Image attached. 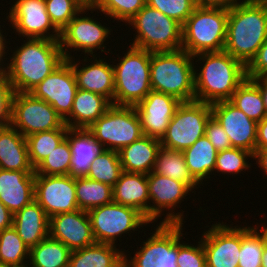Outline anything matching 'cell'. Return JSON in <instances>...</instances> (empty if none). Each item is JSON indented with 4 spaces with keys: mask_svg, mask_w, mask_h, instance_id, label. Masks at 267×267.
Listing matches in <instances>:
<instances>
[{
    "mask_svg": "<svg viewBox=\"0 0 267 267\" xmlns=\"http://www.w3.org/2000/svg\"><path fill=\"white\" fill-rule=\"evenodd\" d=\"M25 39L4 64L14 92H30L65 60L59 40Z\"/></svg>",
    "mask_w": 267,
    "mask_h": 267,
    "instance_id": "1",
    "label": "cell"
},
{
    "mask_svg": "<svg viewBox=\"0 0 267 267\" xmlns=\"http://www.w3.org/2000/svg\"><path fill=\"white\" fill-rule=\"evenodd\" d=\"M193 57L204 62L200 71L195 67V101H227L247 79L246 66L225 51L203 52Z\"/></svg>",
    "mask_w": 267,
    "mask_h": 267,
    "instance_id": "2",
    "label": "cell"
},
{
    "mask_svg": "<svg viewBox=\"0 0 267 267\" xmlns=\"http://www.w3.org/2000/svg\"><path fill=\"white\" fill-rule=\"evenodd\" d=\"M267 37V6L239 1L228 10L224 51L247 66Z\"/></svg>",
    "mask_w": 267,
    "mask_h": 267,
    "instance_id": "3",
    "label": "cell"
},
{
    "mask_svg": "<svg viewBox=\"0 0 267 267\" xmlns=\"http://www.w3.org/2000/svg\"><path fill=\"white\" fill-rule=\"evenodd\" d=\"M195 58L183 49L151 52L150 83L153 91L195 101Z\"/></svg>",
    "mask_w": 267,
    "mask_h": 267,
    "instance_id": "4",
    "label": "cell"
},
{
    "mask_svg": "<svg viewBox=\"0 0 267 267\" xmlns=\"http://www.w3.org/2000/svg\"><path fill=\"white\" fill-rule=\"evenodd\" d=\"M123 57L118 56L119 63L114 69V105L136 106L151 91L150 60L151 52L134 46Z\"/></svg>",
    "mask_w": 267,
    "mask_h": 267,
    "instance_id": "5",
    "label": "cell"
},
{
    "mask_svg": "<svg viewBox=\"0 0 267 267\" xmlns=\"http://www.w3.org/2000/svg\"><path fill=\"white\" fill-rule=\"evenodd\" d=\"M228 10L196 6L182 25V48L194 56L224 51Z\"/></svg>",
    "mask_w": 267,
    "mask_h": 267,
    "instance_id": "6",
    "label": "cell"
},
{
    "mask_svg": "<svg viewBox=\"0 0 267 267\" xmlns=\"http://www.w3.org/2000/svg\"><path fill=\"white\" fill-rule=\"evenodd\" d=\"M128 23L137 33L131 46L150 52L182 48V24L147 4Z\"/></svg>",
    "mask_w": 267,
    "mask_h": 267,
    "instance_id": "7",
    "label": "cell"
},
{
    "mask_svg": "<svg viewBox=\"0 0 267 267\" xmlns=\"http://www.w3.org/2000/svg\"><path fill=\"white\" fill-rule=\"evenodd\" d=\"M88 130L105 149L117 152L144 135L135 107L114 104Z\"/></svg>",
    "mask_w": 267,
    "mask_h": 267,
    "instance_id": "8",
    "label": "cell"
},
{
    "mask_svg": "<svg viewBox=\"0 0 267 267\" xmlns=\"http://www.w3.org/2000/svg\"><path fill=\"white\" fill-rule=\"evenodd\" d=\"M97 243L116 246V239L151 222L137 209L111 202L87 211ZM132 230V231H131ZM124 233V234H123Z\"/></svg>",
    "mask_w": 267,
    "mask_h": 267,
    "instance_id": "9",
    "label": "cell"
},
{
    "mask_svg": "<svg viewBox=\"0 0 267 267\" xmlns=\"http://www.w3.org/2000/svg\"><path fill=\"white\" fill-rule=\"evenodd\" d=\"M211 116L212 108L209 103L182 102L160 140L161 146L177 151L189 148L205 135L206 124Z\"/></svg>",
    "mask_w": 267,
    "mask_h": 267,
    "instance_id": "10",
    "label": "cell"
},
{
    "mask_svg": "<svg viewBox=\"0 0 267 267\" xmlns=\"http://www.w3.org/2000/svg\"><path fill=\"white\" fill-rule=\"evenodd\" d=\"M64 120L47 102L29 92H15L12 99L11 126L24 137L59 129Z\"/></svg>",
    "mask_w": 267,
    "mask_h": 267,
    "instance_id": "11",
    "label": "cell"
},
{
    "mask_svg": "<svg viewBox=\"0 0 267 267\" xmlns=\"http://www.w3.org/2000/svg\"><path fill=\"white\" fill-rule=\"evenodd\" d=\"M96 11L94 7H85L80 13H78L69 24L60 31L59 44L65 60L71 59L69 49L73 51H82L86 55L94 56L93 53L96 49H101V52H107L104 46V42L107 41L108 36L111 35L112 29L105 27L100 22L93 19L94 16L88 17L86 12ZM80 14H86V16ZM80 15V16H79ZM69 48V49H68ZM104 50H103V49Z\"/></svg>",
    "mask_w": 267,
    "mask_h": 267,
    "instance_id": "12",
    "label": "cell"
},
{
    "mask_svg": "<svg viewBox=\"0 0 267 267\" xmlns=\"http://www.w3.org/2000/svg\"><path fill=\"white\" fill-rule=\"evenodd\" d=\"M156 227L133 258L127 259L125 253L124 267H178L177 223H159Z\"/></svg>",
    "mask_w": 267,
    "mask_h": 267,
    "instance_id": "13",
    "label": "cell"
},
{
    "mask_svg": "<svg viewBox=\"0 0 267 267\" xmlns=\"http://www.w3.org/2000/svg\"><path fill=\"white\" fill-rule=\"evenodd\" d=\"M147 182L149 191V221L151 223L156 222L157 218H161L164 210H170L160 223L184 224V214L181 212L174 213L173 211L176 206L178 207L177 204H181L180 202L184 201L183 199L190 194L192 189L185 183L156 174L153 171L147 175Z\"/></svg>",
    "mask_w": 267,
    "mask_h": 267,
    "instance_id": "14",
    "label": "cell"
},
{
    "mask_svg": "<svg viewBox=\"0 0 267 267\" xmlns=\"http://www.w3.org/2000/svg\"><path fill=\"white\" fill-rule=\"evenodd\" d=\"M34 200L44 209L49 218L79 209L75 177L35 174Z\"/></svg>",
    "mask_w": 267,
    "mask_h": 267,
    "instance_id": "15",
    "label": "cell"
},
{
    "mask_svg": "<svg viewBox=\"0 0 267 267\" xmlns=\"http://www.w3.org/2000/svg\"><path fill=\"white\" fill-rule=\"evenodd\" d=\"M9 10L6 18L20 37L60 39V31L51 22L46 11L45 0H15Z\"/></svg>",
    "mask_w": 267,
    "mask_h": 267,
    "instance_id": "16",
    "label": "cell"
},
{
    "mask_svg": "<svg viewBox=\"0 0 267 267\" xmlns=\"http://www.w3.org/2000/svg\"><path fill=\"white\" fill-rule=\"evenodd\" d=\"M223 223L211 225L199 238L206 254L207 267H238L241 226Z\"/></svg>",
    "mask_w": 267,
    "mask_h": 267,
    "instance_id": "17",
    "label": "cell"
},
{
    "mask_svg": "<svg viewBox=\"0 0 267 267\" xmlns=\"http://www.w3.org/2000/svg\"><path fill=\"white\" fill-rule=\"evenodd\" d=\"M77 90L72 67L64 60L29 93L51 105L64 120L71 113Z\"/></svg>",
    "mask_w": 267,
    "mask_h": 267,
    "instance_id": "18",
    "label": "cell"
},
{
    "mask_svg": "<svg viewBox=\"0 0 267 267\" xmlns=\"http://www.w3.org/2000/svg\"><path fill=\"white\" fill-rule=\"evenodd\" d=\"M210 105L212 116L225 130L231 146L244 149L254 155L258 123L247 117L228 100L218 101Z\"/></svg>",
    "mask_w": 267,
    "mask_h": 267,
    "instance_id": "19",
    "label": "cell"
},
{
    "mask_svg": "<svg viewBox=\"0 0 267 267\" xmlns=\"http://www.w3.org/2000/svg\"><path fill=\"white\" fill-rule=\"evenodd\" d=\"M181 103L171 95L152 90L138 105L134 106L143 134L161 140Z\"/></svg>",
    "mask_w": 267,
    "mask_h": 267,
    "instance_id": "20",
    "label": "cell"
},
{
    "mask_svg": "<svg viewBox=\"0 0 267 267\" xmlns=\"http://www.w3.org/2000/svg\"><path fill=\"white\" fill-rule=\"evenodd\" d=\"M49 236L61 241L71 251L96 243L88 213L80 209L52 216Z\"/></svg>",
    "mask_w": 267,
    "mask_h": 267,
    "instance_id": "21",
    "label": "cell"
},
{
    "mask_svg": "<svg viewBox=\"0 0 267 267\" xmlns=\"http://www.w3.org/2000/svg\"><path fill=\"white\" fill-rule=\"evenodd\" d=\"M94 54L93 60L88 65H82L75 57L66 61L71 65L75 74L78 89L94 92L106 97L114 104V69L113 63L106 62L105 58L97 60ZM80 67V68H79Z\"/></svg>",
    "mask_w": 267,
    "mask_h": 267,
    "instance_id": "22",
    "label": "cell"
},
{
    "mask_svg": "<svg viewBox=\"0 0 267 267\" xmlns=\"http://www.w3.org/2000/svg\"><path fill=\"white\" fill-rule=\"evenodd\" d=\"M34 171L0 169V201L14 215L34 200Z\"/></svg>",
    "mask_w": 267,
    "mask_h": 267,
    "instance_id": "23",
    "label": "cell"
},
{
    "mask_svg": "<svg viewBox=\"0 0 267 267\" xmlns=\"http://www.w3.org/2000/svg\"><path fill=\"white\" fill-rule=\"evenodd\" d=\"M66 139L71 150L69 175L85 177L94 158L106 149L88 129L68 128Z\"/></svg>",
    "mask_w": 267,
    "mask_h": 267,
    "instance_id": "24",
    "label": "cell"
},
{
    "mask_svg": "<svg viewBox=\"0 0 267 267\" xmlns=\"http://www.w3.org/2000/svg\"><path fill=\"white\" fill-rule=\"evenodd\" d=\"M113 202L137 209L149 220L147 174L122 172L112 187Z\"/></svg>",
    "mask_w": 267,
    "mask_h": 267,
    "instance_id": "25",
    "label": "cell"
},
{
    "mask_svg": "<svg viewBox=\"0 0 267 267\" xmlns=\"http://www.w3.org/2000/svg\"><path fill=\"white\" fill-rule=\"evenodd\" d=\"M49 222L50 218L35 200L13 215V227L29 249L49 236Z\"/></svg>",
    "mask_w": 267,
    "mask_h": 267,
    "instance_id": "26",
    "label": "cell"
},
{
    "mask_svg": "<svg viewBox=\"0 0 267 267\" xmlns=\"http://www.w3.org/2000/svg\"><path fill=\"white\" fill-rule=\"evenodd\" d=\"M160 148L159 139L143 135L118 152L122 170L129 173L150 174Z\"/></svg>",
    "mask_w": 267,
    "mask_h": 267,
    "instance_id": "27",
    "label": "cell"
},
{
    "mask_svg": "<svg viewBox=\"0 0 267 267\" xmlns=\"http://www.w3.org/2000/svg\"><path fill=\"white\" fill-rule=\"evenodd\" d=\"M112 105L103 95L78 89L71 113L64 119L68 128L88 129Z\"/></svg>",
    "mask_w": 267,
    "mask_h": 267,
    "instance_id": "28",
    "label": "cell"
},
{
    "mask_svg": "<svg viewBox=\"0 0 267 267\" xmlns=\"http://www.w3.org/2000/svg\"><path fill=\"white\" fill-rule=\"evenodd\" d=\"M0 169L34 171L29 159L26 137L11 125L0 128Z\"/></svg>",
    "mask_w": 267,
    "mask_h": 267,
    "instance_id": "29",
    "label": "cell"
},
{
    "mask_svg": "<svg viewBox=\"0 0 267 267\" xmlns=\"http://www.w3.org/2000/svg\"><path fill=\"white\" fill-rule=\"evenodd\" d=\"M125 253L116 246L94 243L81 249L73 250L69 267H124Z\"/></svg>",
    "mask_w": 267,
    "mask_h": 267,
    "instance_id": "30",
    "label": "cell"
},
{
    "mask_svg": "<svg viewBox=\"0 0 267 267\" xmlns=\"http://www.w3.org/2000/svg\"><path fill=\"white\" fill-rule=\"evenodd\" d=\"M191 176L199 183L214 174L218 151L203 135L192 146L182 151Z\"/></svg>",
    "mask_w": 267,
    "mask_h": 267,
    "instance_id": "31",
    "label": "cell"
},
{
    "mask_svg": "<svg viewBox=\"0 0 267 267\" xmlns=\"http://www.w3.org/2000/svg\"><path fill=\"white\" fill-rule=\"evenodd\" d=\"M71 250L48 236L30 249V267H69Z\"/></svg>",
    "mask_w": 267,
    "mask_h": 267,
    "instance_id": "32",
    "label": "cell"
},
{
    "mask_svg": "<svg viewBox=\"0 0 267 267\" xmlns=\"http://www.w3.org/2000/svg\"><path fill=\"white\" fill-rule=\"evenodd\" d=\"M153 172L185 183L192 190L197 188V185L199 186L189 172L182 151L170 150L161 146Z\"/></svg>",
    "mask_w": 267,
    "mask_h": 267,
    "instance_id": "33",
    "label": "cell"
},
{
    "mask_svg": "<svg viewBox=\"0 0 267 267\" xmlns=\"http://www.w3.org/2000/svg\"><path fill=\"white\" fill-rule=\"evenodd\" d=\"M241 227V249L238 267H261L267 226ZM259 229V230H258Z\"/></svg>",
    "mask_w": 267,
    "mask_h": 267,
    "instance_id": "34",
    "label": "cell"
},
{
    "mask_svg": "<svg viewBox=\"0 0 267 267\" xmlns=\"http://www.w3.org/2000/svg\"><path fill=\"white\" fill-rule=\"evenodd\" d=\"M75 189L80 210L88 211L113 201L110 185L87 177H75Z\"/></svg>",
    "mask_w": 267,
    "mask_h": 267,
    "instance_id": "35",
    "label": "cell"
},
{
    "mask_svg": "<svg viewBox=\"0 0 267 267\" xmlns=\"http://www.w3.org/2000/svg\"><path fill=\"white\" fill-rule=\"evenodd\" d=\"M228 101L256 123L267 117L261 92L248 78L236 89Z\"/></svg>",
    "mask_w": 267,
    "mask_h": 267,
    "instance_id": "36",
    "label": "cell"
},
{
    "mask_svg": "<svg viewBox=\"0 0 267 267\" xmlns=\"http://www.w3.org/2000/svg\"><path fill=\"white\" fill-rule=\"evenodd\" d=\"M67 131L68 127L64 124L59 129L26 137L29 159L34 169L66 138Z\"/></svg>",
    "mask_w": 267,
    "mask_h": 267,
    "instance_id": "37",
    "label": "cell"
},
{
    "mask_svg": "<svg viewBox=\"0 0 267 267\" xmlns=\"http://www.w3.org/2000/svg\"><path fill=\"white\" fill-rule=\"evenodd\" d=\"M30 249L11 226L0 232V264L27 267Z\"/></svg>",
    "mask_w": 267,
    "mask_h": 267,
    "instance_id": "38",
    "label": "cell"
},
{
    "mask_svg": "<svg viewBox=\"0 0 267 267\" xmlns=\"http://www.w3.org/2000/svg\"><path fill=\"white\" fill-rule=\"evenodd\" d=\"M122 172L119 153L106 149L94 158L85 177L113 187L119 180Z\"/></svg>",
    "mask_w": 267,
    "mask_h": 267,
    "instance_id": "39",
    "label": "cell"
},
{
    "mask_svg": "<svg viewBox=\"0 0 267 267\" xmlns=\"http://www.w3.org/2000/svg\"><path fill=\"white\" fill-rule=\"evenodd\" d=\"M71 150L65 138L49 155L34 169L35 174L69 175Z\"/></svg>",
    "mask_w": 267,
    "mask_h": 267,
    "instance_id": "40",
    "label": "cell"
},
{
    "mask_svg": "<svg viewBox=\"0 0 267 267\" xmlns=\"http://www.w3.org/2000/svg\"><path fill=\"white\" fill-rule=\"evenodd\" d=\"M145 5L146 0H95L93 7L113 20L128 23Z\"/></svg>",
    "mask_w": 267,
    "mask_h": 267,
    "instance_id": "41",
    "label": "cell"
},
{
    "mask_svg": "<svg viewBox=\"0 0 267 267\" xmlns=\"http://www.w3.org/2000/svg\"><path fill=\"white\" fill-rule=\"evenodd\" d=\"M249 157L254 158V155L251 152L240 148L231 147L229 149L219 151L217 153L214 171L215 173L222 172V174L226 175H237V173L239 174L243 170H249L252 166L247 161Z\"/></svg>",
    "mask_w": 267,
    "mask_h": 267,
    "instance_id": "42",
    "label": "cell"
},
{
    "mask_svg": "<svg viewBox=\"0 0 267 267\" xmlns=\"http://www.w3.org/2000/svg\"><path fill=\"white\" fill-rule=\"evenodd\" d=\"M45 7L51 22L59 31L85 8L78 0H45Z\"/></svg>",
    "mask_w": 267,
    "mask_h": 267,
    "instance_id": "43",
    "label": "cell"
},
{
    "mask_svg": "<svg viewBox=\"0 0 267 267\" xmlns=\"http://www.w3.org/2000/svg\"><path fill=\"white\" fill-rule=\"evenodd\" d=\"M183 224L177 223V265L178 267H207L206 254L202 245V241L197 246L188 243H182Z\"/></svg>",
    "mask_w": 267,
    "mask_h": 267,
    "instance_id": "44",
    "label": "cell"
},
{
    "mask_svg": "<svg viewBox=\"0 0 267 267\" xmlns=\"http://www.w3.org/2000/svg\"><path fill=\"white\" fill-rule=\"evenodd\" d=\"M146 4L182 25L196 7L194 0H146Z\"/></svg>",
    "mask_w": 267,
    "mask_h": 267,
    "instance_id": "45",
    "label": "cell"
},
{
    "mask_svg": "<svg viewBox=\"0 0 267 267\" xmlns=\"http://www.w3.org/2000/svg\"><path fill=\"white\" fill-rule=\"evenodd\" d=\"M13 86L7 74L0 72V128L11 125L12 99L14 96Z\"/></svg>",
    "mask_w": 267,
    "mask_h": 267,
    "instance_id": "46",
    "label": "cell"
},
{
    "mask_svg": "<svg viewBox=\"0 0 267 267\" xmlns=\"http://www.w3.org/2000/svg\"><path fill=\"white\" fill-rule=\"evenodd\" d=\"M205 136L218 152L232 147L225 130L213 116L207 121Z\"/></svg>",
    "mask_w": 267,
    "mask_h": 267,
    "instance_id": "47",
    "label": "cell"
},
{
    "mask_svg": "<svg viewBox=\"0 0 267 267\" xmlns=\"http://www.w3.org/2000/svg\"><path fill=\"white\" fill-rule=\"evenodd\" d=\"M267 74V37L256 56L246 66V77L255 78Z\"/></svg>",
    "mask_w": 267,
    "mask_h": 267,
    "instance_id": "48",
    "label": "cell"
},
{
    "mask_svg": "<svg viewBox=\"0 0 267 267\" xmlns=\"http://www.w3.org/2000/svg\"><path fill=\"white\" fill-rule=\"evenodd\" d=\"M196 6L230 10L238 0H194Z\"/></svg>",
    "mask_w": 267,
    "mask_h": 267,
    "instance_id": "49",
    "label": "cell"
},
{
    "mask_svg": "<svg viewBox=\"0 0 267 267\" xmlns=\"http://www.w3.org/2000/svg\"><path fill=\"white\" fill-rule=\"evenodd\" d=\"M267 149V117L257 125L256 150Z\"/></svg>",
    "mask_w": 267,
    "mask_h": 267,
    "instance_id": "50",
    "label": "cell"
},
{
    "mask_svg": "<svg viewBox=\"0 0 267 267\" xmlns=\"http://www.w3.org/2000/svg\"><path fill=\"white\" fill-rule=\"evenodd\" d=\"M13 226V214L0 201V232Z\"/></svg>",
    "mask_w": 267,
    "mask_h": 267,
    "instance_id": "51",
    "label": "cell"
},
{
    "mask_svg": "<svg viewBox=\"0 0 267 267\" xmlns=\"http://www.w3.org/2000/svg\"><path fill=\"white\" fill-rule=\"evenodd\" d=\"M248 79H250L259 88L267 113V74Z\"/></svg>",
    "mask_w": 267,
    "mask_h": 267,
    "instance_id": "52",
    "label": "cell"
},
{
    "mask_svg": "<svg viewBox=\"0 0 267 267\" xmlns=\"http://www.w3.org/2000/svg\"><path fill=\"white\" fill-rule=\"evenodd\" d=\"M253 159H257L256 165L258 164V168H262L264 173L267 175V149L256 150Z\"/></svg>",
    "mask_w": 267,
    "mask_h": 267,
    "instance_id": "53",
    "label": "cell"
},
{
    "mask_svg": "<svg viewBox=\"0 0 267 267\" xmlns=\"http://www.w3.org/2000/svg\"><path fill=\"white\" fill-rule=\"evenodd\" d=\"M1 26L0 25V72H3L5 71V66L3 65L4 64V60L3 59H8V58H4L5 56L7 57V53H6V48H7V45H6V39H5V35H3L2 33V30H1ZM6 47V48H5ZM6 54V55H5ZM2 66V67H1Z\"/></svg>",
    "mask_w": 267,
    "mask_h": 267,
    "instance_id": "54",
    "label": "cell"
},
{
    "mask_svg": "<svg viewBox=\"0 0 267 267\" xmlns=\"http://www.w3.org/2000/svg\"><path fill=\"white\" fill-rule=\"evenodd\" d=\"M261 267H267V240L264 244Z\"/></svg>",
    "mask_w": 267,
    "mask_h": 267,
    "instance_id": "55",
    "label": "cell"
},
{
    "mask_svg": "<svg viewBox=\"0 0 267 267\" xmlns=\"http://www.w3.org/2000/svg\"><path fill=\"white\" fill-rule=\"evenodd\" d=\"M80 1L85 7H93L95 0H78Z\"/></svg>",
    "mask_w": 267,
    "mask_h": 267,
    "instance_id": "56",
    "label": "cell"
},
{
    "mask_svg": "<svg viewBox=\"0 0 267 267\" xmlns=\"http://www.w3.org/2000/svg\"><path fill=\"white\" fill-rule=\"evenodd\" d=\"M255 4L267 6V0H252Z\"/></svg>",
    "mask_w": 267,
    "mask_h": 267,
    "instance_id": "57",
    "label": "cell"
},
{
    "mask_svg": "<svg viewBox=\"0 0 267 267\" xmlns=\"http://www.w3.org/2000/svg\"><path fill=\"white\" fill-rule=\"evenodd\" d=\"M0 267H12V266L5 265V264H0Z\"/></svg>",
    "mask_w": 267,
    "mask_h": 267,
    "instance_id": "58",
    "label": "cell"
}]
</instances>
